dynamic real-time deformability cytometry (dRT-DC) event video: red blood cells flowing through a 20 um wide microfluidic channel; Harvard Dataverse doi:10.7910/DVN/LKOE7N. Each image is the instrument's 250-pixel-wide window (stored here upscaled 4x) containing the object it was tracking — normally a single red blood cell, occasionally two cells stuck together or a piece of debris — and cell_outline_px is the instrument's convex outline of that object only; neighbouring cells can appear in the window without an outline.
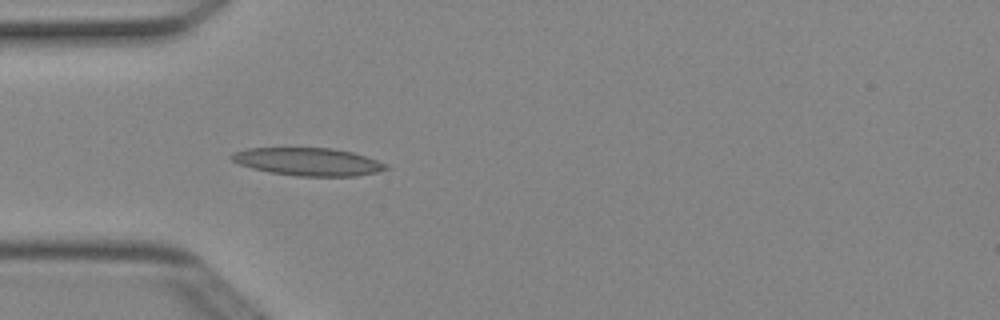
{"species": "Egyptian fruit bat (a non-hibernating species)", "species_latin": "Rousettus aegyptiacus", "temperature_condition": "cold", "stored_images_in_passage": 2, "camera_frame_rate_fps": 3000, "um_per_image_px": 0.085, "animal": {"sex": "female"}, "frame": {"image": 1, "passage_image": 2, "time_ms": 0.333, "image_size_px": [1000, 320], "cell_outline_px": [[388, 168], [376, 172], [356, 176], [296, 176], [268, 172], [252, 168], [240, 164], [232, 160], [228, 156], [232, 152], [248, 148], [332, 148], [352, 152], [388, 164]], "centroid_in_image_um": [26.15, 13.74], "position_along_channel_um": 58.8, "area_um2": 24.97}}